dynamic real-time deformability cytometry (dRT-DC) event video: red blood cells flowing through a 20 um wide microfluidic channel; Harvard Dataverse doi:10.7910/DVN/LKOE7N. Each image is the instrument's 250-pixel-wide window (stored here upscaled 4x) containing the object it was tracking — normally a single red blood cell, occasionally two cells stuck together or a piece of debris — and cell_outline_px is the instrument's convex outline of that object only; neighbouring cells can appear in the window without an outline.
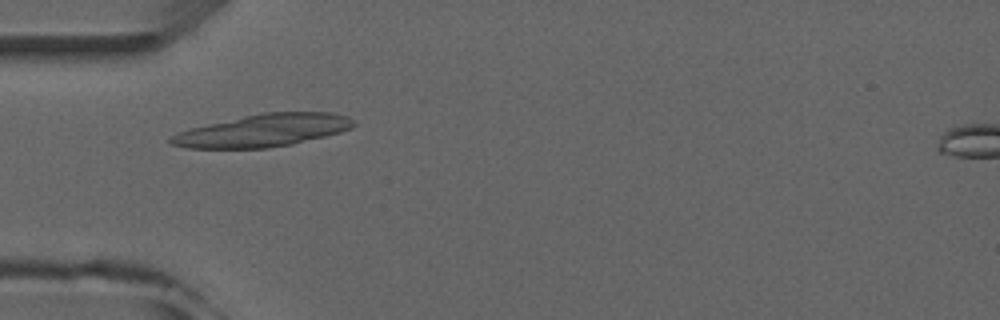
{"species": "common noctule bat (a hibernating species)", "species_latin": "Nyctalus noctula", "temperature_condition": "room temperature", "stored_images_in_passage": 6, "camera_frame_rate_fps": 3000, "um_per_image_px": 0.085, "animal": {"sex": "male", "forearm_length_mm": 52.5}, "frame": {"image": 1, "passage_image": 5, "time_ms": 4.667, "image_size_px": [1000, 320], "cell_outline_px": [[356, 124], [352, 128], [340, 132], [292, 144], [268, 148], [188, 148], [168, 144], [168, 140], [172, 136], [188, 128], [244, 116], [264, 112], [332, 112], [348, 116]], "centroid_in_image_um": [22.36, 11.09], "position_along_channel_um": 62.6, "area_um2": 34.51}}
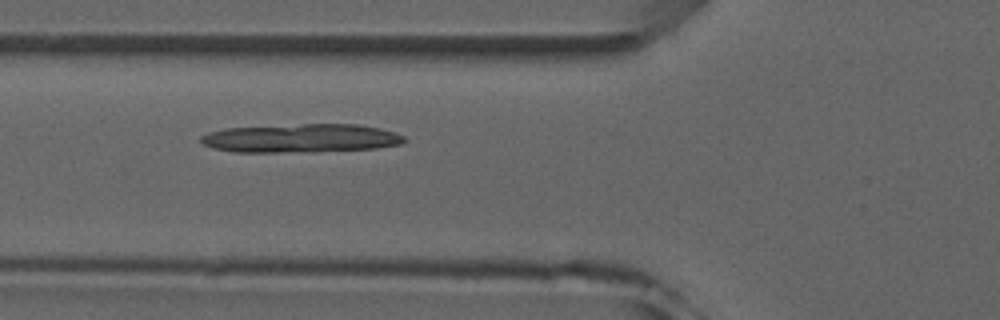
{"frame": {"image": 2, "passage_image": 6, "time_ms": 5.667, "image_size_px": [1000, 320], "cell_outline_px": [[404, 144], [376, 148], [280, 152], [236, 152], [212, 148], [204, 144], [200, 140], [200, 136], [208, 132], [224, 128], [304, 124], [356, 124], [380, 128], [396, 132], [404, 136]], "centroid_in_image_um": [25.56, 11.74], "position_along_channel_um": 100.2, "area_um2": 33.64}}